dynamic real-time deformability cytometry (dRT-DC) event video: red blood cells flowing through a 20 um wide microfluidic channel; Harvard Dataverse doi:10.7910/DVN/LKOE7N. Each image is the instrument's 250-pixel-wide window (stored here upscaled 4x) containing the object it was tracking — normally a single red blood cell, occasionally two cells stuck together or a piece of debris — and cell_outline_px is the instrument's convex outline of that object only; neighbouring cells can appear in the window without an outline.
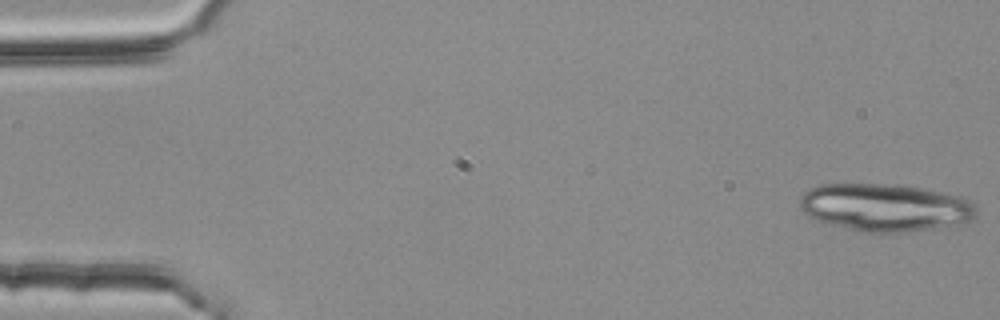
{"species": "common noctule bat (a hibernating species)", "species_latin": "Nyctalus noctula", "temperature_condition": "room temperature", "stored_images_in_passage": 21, "camera_frame_rate_fps": 3000, "um_per_image_px": 0.085, "animal": {"sex": "female", "body_mass_g": 25.1}, "frame": {"image": 1, "passage_image": 1, "time_ms": 0.0, "image_size_px": [1000, 320], "cell_outline_px": [[976, 216], [972, 220], [956, 224], [932, 228], [900, 232], [864, 232], [832, 224], [808, 216], [800, 208], [800, 196], [804, 192], [820, 184], [888, 184], [920, 188], [960, 196], [968, 200], [976, 208]], "centroid_in_image_um": [75.22, 17.62], "position_along_channel_um": 9.8, "area_um2": 48.32}}